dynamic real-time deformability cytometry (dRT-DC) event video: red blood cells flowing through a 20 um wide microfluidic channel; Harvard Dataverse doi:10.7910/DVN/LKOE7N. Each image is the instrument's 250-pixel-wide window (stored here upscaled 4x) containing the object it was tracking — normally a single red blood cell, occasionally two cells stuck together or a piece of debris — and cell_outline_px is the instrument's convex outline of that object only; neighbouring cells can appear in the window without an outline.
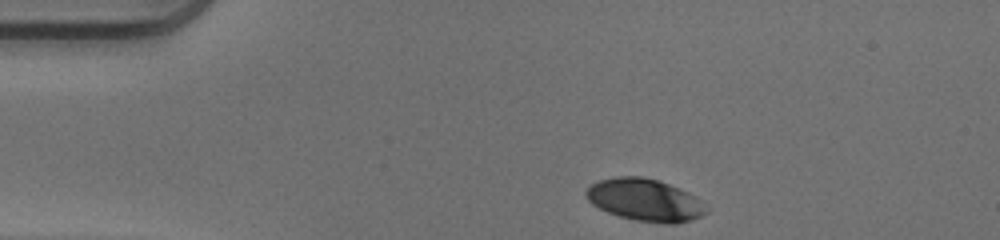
{"species": "human", "species_latin": "Homo sapiens", "temperature_condition": "warm", "stored_images_in_passage": 35, "camera_frame_rate_fps": 3000, "um_per_image_px": 0.085, "donor": {"sex": "male"}, "frame": {"image": 1, "passage_image": 1, "time_ms": 0.0, "image_size_px": [1000, 240], "cell_outline_px": [[708, 212], [692, 220], [676, 224], [664, 224], [636, 220], [620, 216], [608, 212], [592, 204], [588, 200], [584, 192], [592, 184], [600, 180], [616, 176], [644, 176], [660, 180], [680, 188], [696, 196], [700, 200]], "centroid_in_image_um": [54.84, 16.99], "position_along_channel_um": 30.2, "area_um2": 29.71}}
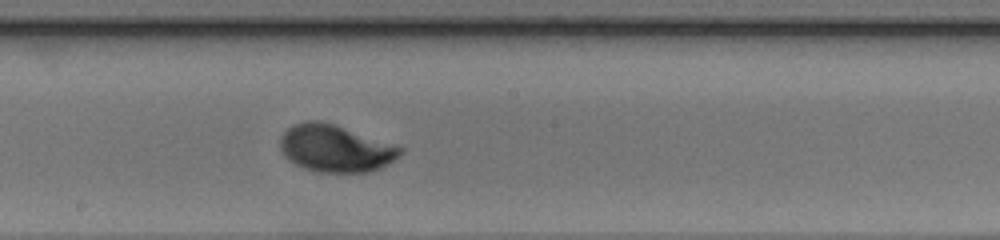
{"frame": {"image": 2, "passage_image": 20, "time_ms": 6.333, "image_size_px": [1000, 240], "cell_outline_px": [[404, 152], [400, 156], [388, 164], [380, 168], [368, 172], [316, 172], [304, 168], [288, 160], [284, 156], [280, 148], [280, 136], [292, 124], [308, 120], [320, 120], [400, 144], [404, 148]], "centroid_in_image_um": [28.56, 12.6], "position_along_channel_um": 219.6, "area_um2": 33.64}}
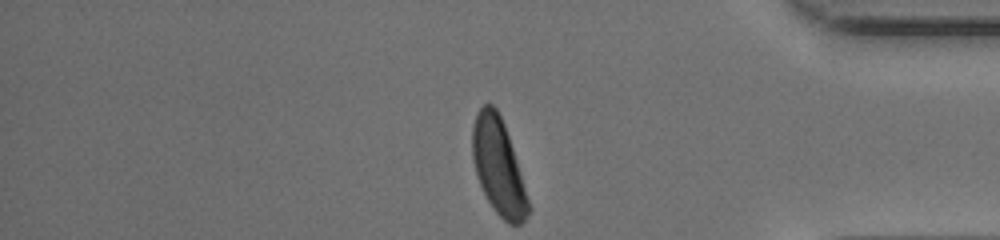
{"frame": {"image": 3, "passage_image": 35, "time_ms": 11.333, "image_size_px": [1000, 240], "cell_outline_px": [[532, 208], [528, 216], [520, 224], [508, 224], [496, 212], [488, 200], [480, 184], [472, 160], [472, 124], [476, 112], [484, 104], [492, 104], [496, 108], [504, 124]], "centroid_in_image_um": [42.36, 14.17], "position_along_channel_um": 392.8, "area_um2": 31.1}, "authors_computed_cell_mechanics": {"area_um2": 32.079, "velocity_mm_per_s": 3.9316, "shape_relaxation_time_tau1_ms": 2.3063, "shape_relaxation_time_tau2_ms": null, "deformation_change_tau1": 0.1487, "deformation_change_tau2": null}}